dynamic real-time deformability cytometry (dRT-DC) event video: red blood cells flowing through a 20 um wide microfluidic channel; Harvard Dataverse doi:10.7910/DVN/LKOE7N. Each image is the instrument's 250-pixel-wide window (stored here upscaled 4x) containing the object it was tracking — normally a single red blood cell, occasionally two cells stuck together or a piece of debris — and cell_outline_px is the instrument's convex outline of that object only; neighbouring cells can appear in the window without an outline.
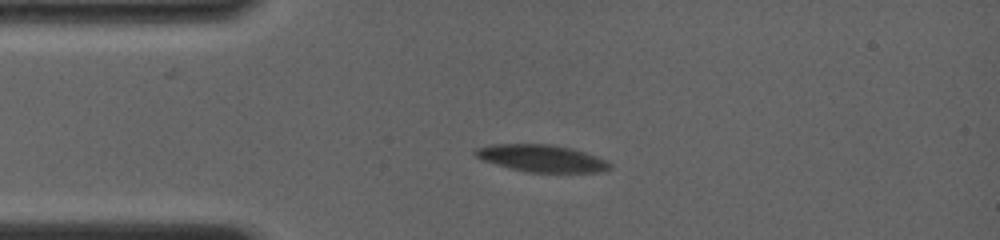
{"species": "common noctule bat (a hibernating species)", "species_latin": "Nyctalus noctula", "temperature_condition": "room temperature", "stored_images_in_passage": 40, "camera_frame_rate_fps": 4000, "um_per_image_px": 0.085, "animal": {"sex": "female", "body_mass_g": 19.0, "forearm_length_mm": 56.7}, "frame": {"image": 1, "passage_image": 11, "time_ms": 3.75, "image_size_px": [1000, 240], "cell_outline_px": [[612, 168], [604, 172], [528, 172], [512, 168], [484, 160], [476, 156], [472, 152], [476, 148], [492, 144], [552, 144], [572, 148], [608, 160], [612, 164]], "centroid_in_image_um": [46.1, 13.45], "position_along_channel_um": 38.9, "area_um2": 21.21}}
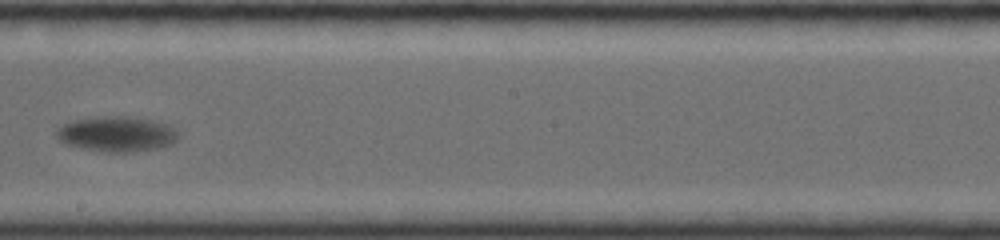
{"frame": {"image": 2, "passage_image": 26, "time_ms": 10.0, "image_size_px": [1000, 240], "cell_outline_px": [[180, 136], [172, 144], [156, 148], [128, 152], [108, 152], [84, 148], [64, 144], [56, 136], [56, 128], [72, 120], [100, 116], [128, 116], [152, 120], [168, 124], [180, 132]], "centroid_in_image_um": [9.94, 11.38], "position_along_channel_um": 238.3, "area_um2": 25.14}}
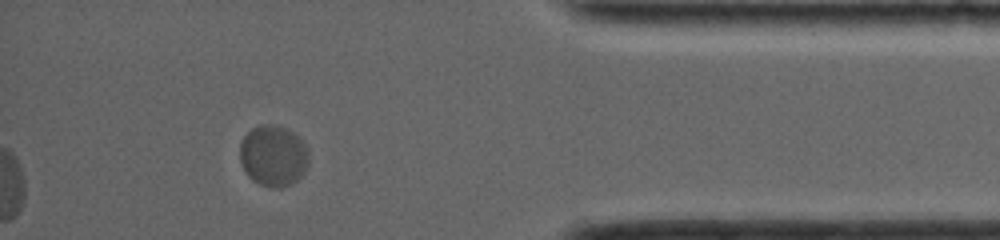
{"frame": {"image": 3, "passage_image": 40, "time_ms": 15.5, "image_size_px": [1000, 240], "cell_outline_px": [[308, 164], [304, 172], [296, 180], [280, 188], [272, 188], [260, 184], [252, 180], [248, 176], [240, 160], [240, 144], [244, 136], [252, 128], [260, 124], [272, 124], [288, 128], [308, 148]], "centroid_in_image_um": [23.22, 13.23], "position_along_channel_um": 412.0, "area_um2": 24.45}, "authors_computed_cell_mechanics": {"area_um2": 23.1489, "velocity_mm_per_s": 3.5506, "shape_relaxation_time_tau1_ms": 3.31, "shape_relaxation_time_tau2_ms": null, "deformation_change_tau1": 0.1105, "deformation_change_tau2": null}}